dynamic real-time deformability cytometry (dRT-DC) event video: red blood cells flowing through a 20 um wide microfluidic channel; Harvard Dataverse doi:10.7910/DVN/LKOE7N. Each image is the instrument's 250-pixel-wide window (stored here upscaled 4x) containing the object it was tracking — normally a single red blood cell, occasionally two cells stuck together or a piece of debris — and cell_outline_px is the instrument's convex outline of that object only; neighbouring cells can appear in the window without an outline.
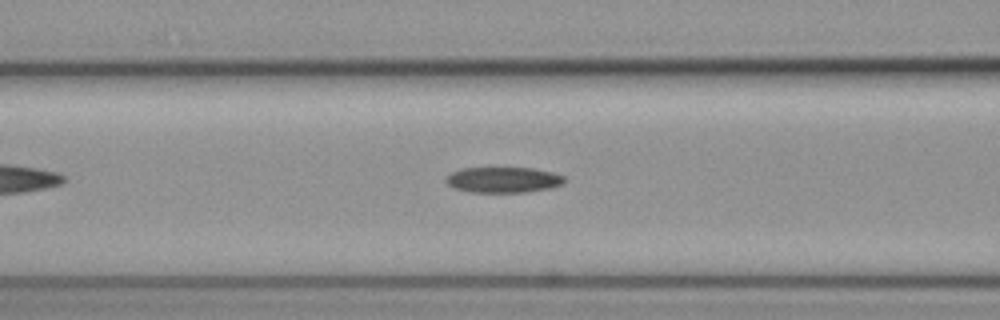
{"species": "common noctule bat (a hibernating species)", "species_latin": "Nyctalus noctula", "temperature_condition": "cold", "stored_images_in_passage": 34, "camera_frame_rate_fps": 3000, "um_per_image_px": 0.085, "animal": {"sex": "female", "body_mass_g": 19.3, "forearm_length_mm": 54.1}, "frame": {"image": 1, "passage_image": 12, "time_ms": 3.667, "image_size_px": [1000, 320], "cell_outline_px": [[564, 180], [560, 184], [552, 188], [524, 192], [468, 192], [456, 188], [448, 184], [444, 180], [452, 172], [460, 168], [532, 168], [552, 172], [564, 176]], "centroid_in_image_um": [42.76, 15.28], "position_along_channel_um": 123.8, "area_um2": 17.57}}
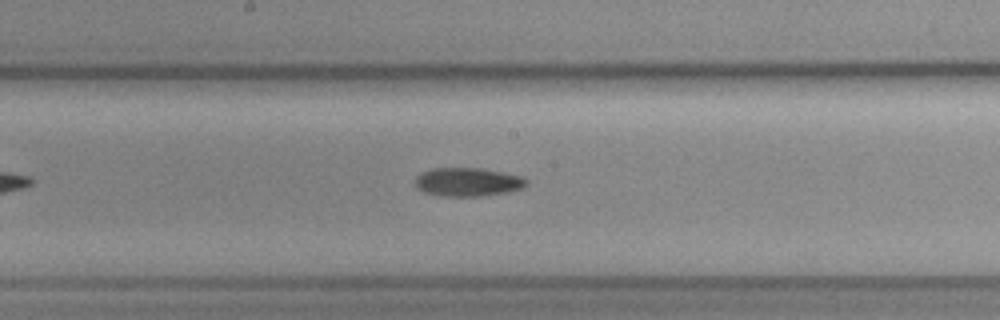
{"frame": {"image": 2, "passage_image": 19, "time_ms": 6.0, "image_size_px": [1000, 320], "cell_outline_px": [[528, 184], [520, 188], [508, 192], [480, 196], [440, 196], [424, 192], [416, 188], [416, 176], [420, 172], [432, 168], [480, 168], [520, 176], [528, 180]], "centroid_in_image_um": [39.72, 15.47], "position_along_channel_um": 208.5, "area_um2": 18.5}}
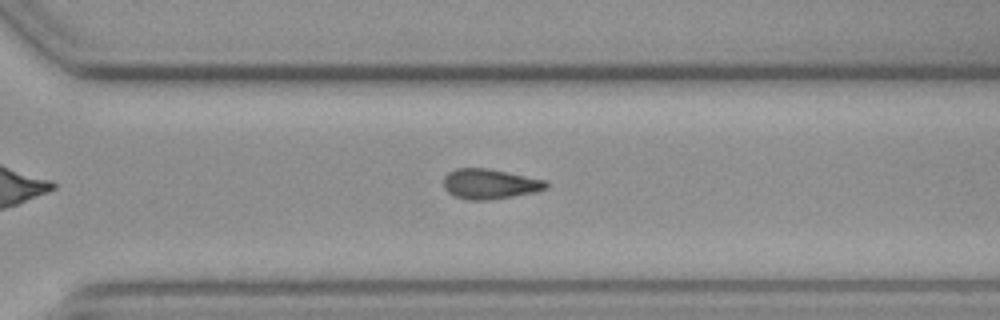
{"frame": {"image": 3, "passage_image": 29, "time_ms": 9.333, "image_size_px": [1000, 320], "cell_outline_px": [[548, 188], [536, 192], [492, 200], [464, 200], [452, 196], [444, 188], [444, 176], [448, 172], [456, 168], [488, 168], [544, 180], [548, 184]], "centroid_in_image_um": [41.6, 15.65], "position_along_channel_um": 329.0, "area_um2": 18.15}}